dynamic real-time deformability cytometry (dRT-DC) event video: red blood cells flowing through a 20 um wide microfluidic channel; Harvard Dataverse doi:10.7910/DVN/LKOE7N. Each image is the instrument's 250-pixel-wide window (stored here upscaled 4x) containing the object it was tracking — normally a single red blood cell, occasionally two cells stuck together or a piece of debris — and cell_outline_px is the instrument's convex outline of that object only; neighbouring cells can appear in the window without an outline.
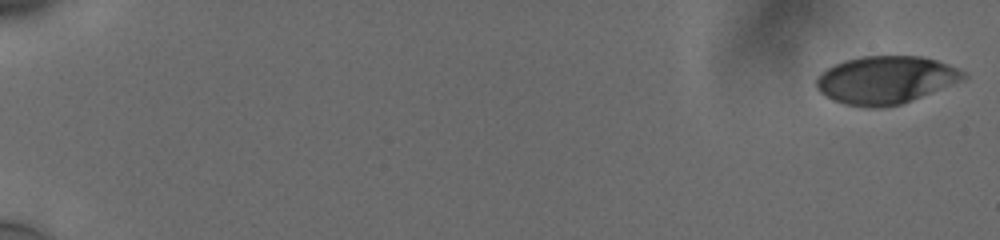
{"species": "human", "species_latin": "Homo sapiens", "temperature_condition": "cold", "stored_images_in_passage": 57, "camera_frame_rate_fps": 3000, "um_per_image_px": 0.085, "donor": {"sex": "male"}, "frame": {"image": 1, "passage_image": 1, "time_ms": 0.0, "image_size_px": [1000, 240], "cell_outline_px": [[968, 76], [964, 80], [900, 104], [884, 108], [864, 108], [844, 104], [832, 100], [824, 96], [816, 88], [816, 80], [820, 72], [836, 64], [848, 60], [864, 56], [920, 56], [936, 60], [948, 64], [968, 72]], "centroid_in_image_um": [75.28, 6.81], "position_along_channel_um": 9.7, "area_um2": 41.1}}
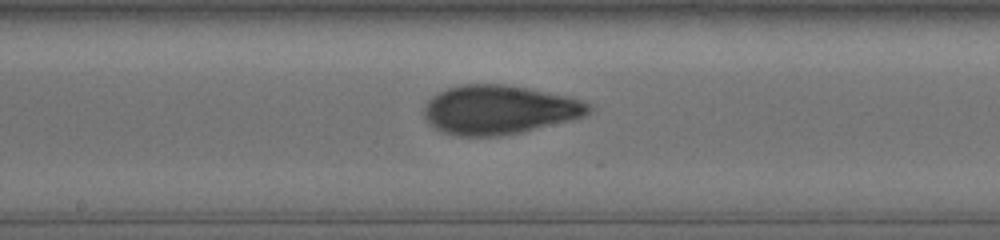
{"frame": {"image": 2, "passage_image": 33, "time_ms": 10.667, "image_size_px": [1000, 240], "cell_outline_px": [[592, 108], [584, 116], [520, 132], [500, 136], [456, 136], [444, 132], [436, 128], [424, 116], [424, 108], [428, 100], [432, 96], [448, 88], [460, 84], [508, 84], [568, 96], [592, 104]], "centroid_in_image_um": [42.42, 9.31], "position_along_channel_um": 205.8, "area_um2": 46.7}}
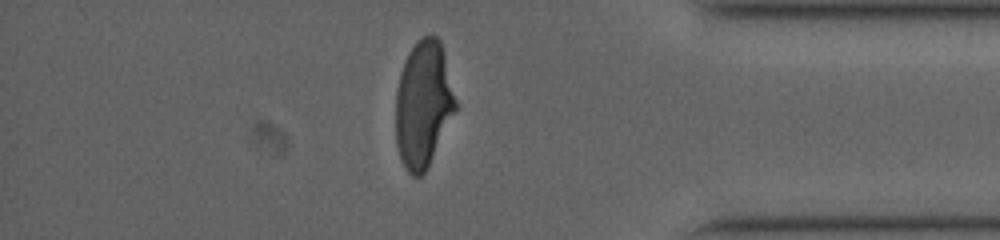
{"frame": {"image": 3, "passage_image": 50, "time_ms": 16.333, "image_size_px": [1000, 240], "cell_outline_px": [[456, 108], [428, 168], [420, 176], [412, 176], [408, 172], [400, 156], [396, 144], [396, 92], [400, 72], [416, 40], [424, 36], [436, 36], [440, 40], [456, 100]], "centroid_in_image_um": [35.97, 8.88], "position_along_channel_um": 399.2, "area_um2": 43.52}}